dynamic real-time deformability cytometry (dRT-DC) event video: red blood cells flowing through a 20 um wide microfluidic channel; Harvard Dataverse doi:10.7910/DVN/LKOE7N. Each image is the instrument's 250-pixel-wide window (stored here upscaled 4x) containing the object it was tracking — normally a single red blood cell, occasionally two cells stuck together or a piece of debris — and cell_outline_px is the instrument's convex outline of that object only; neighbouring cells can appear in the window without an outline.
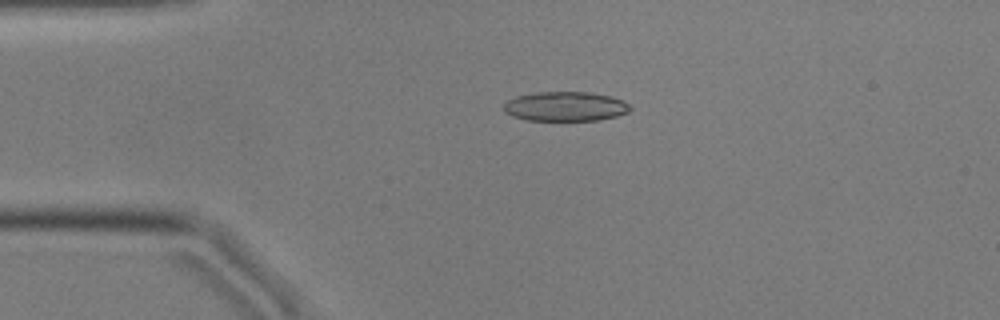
{"species": "common noctule bat (a hibernating species)", "species_latin": "Nyctalus noctula", "temperature_condition": "cold", "stored_images_in_passage": 48, "camera_frame_rate_fps": 3000, "um_per_image_px": 0.085, "animal": {"sex": "male", "body_mass_g": 17.9, "forearm_length_mm": 54.2}, "frame": {"image": 1, "passage_image": 12, "time_ms": 3.667, "image_size_px": [1000, 320], "cell_outline_px": [[632, 108], [628, 112], [616, 116], [596, 120], [528, 120], [512, 116], [504, 112], [504, 104], [508, 100], [516, 96], [536, 92], [588, 92], [612, 96], [624, 100], [632, 104]], "centroid_in_image_um": [48.09, 9.04], "position_along_channel_um": 36.9, "area_um2": 21.85}}
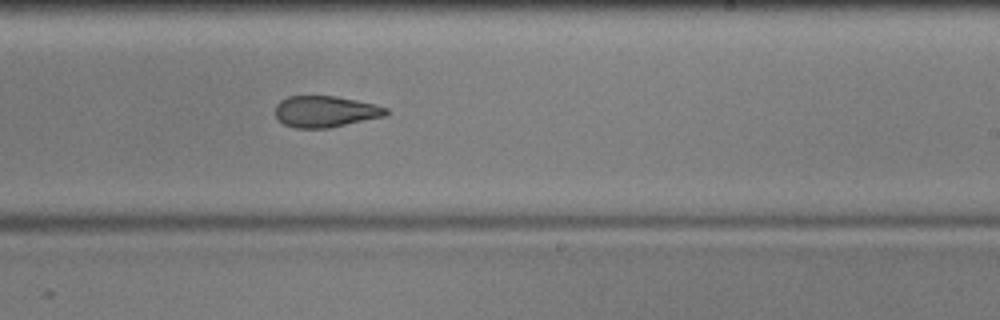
{"frame": {"image": 2, "passage_image": 33, "time_ms": 10.667, "image_size_px": [1000, 320], "cell_outline_px": [[388, 112], [384, 116], [328, 128], [296, 128], [284, 124], [276, 116], [276, 104], [280, 100], [288, 96], [336, 96], [376, 104], [388, 108]], "centroid_in_image_um": [27.65, 9.47], "position_along_channel_um": 261.3, "area_um2": 20.11}}
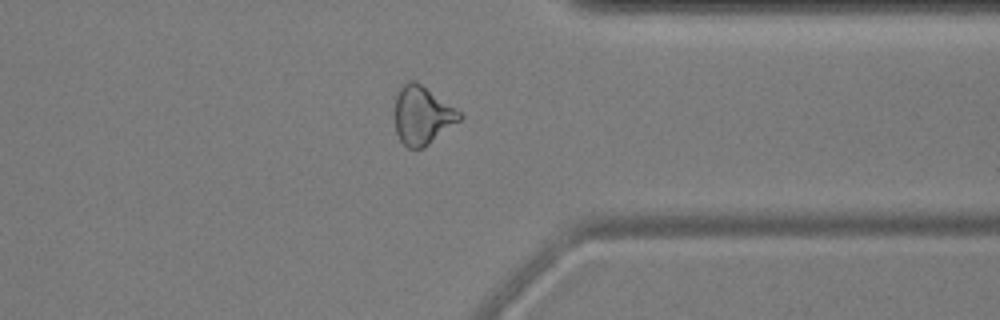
{"frame": {"image": 3, "passage_image": 43, "time_ms": 14.0, "image_size_px": [1000, 320], "cell_outline_px": [[464, 116], [460, 120], [424, 148], [408, 148], [400, 140], [396, 132], [392, 116], [396, 92], [400, 84], [408, 80], [416, 80], [456, 108]], "centroid_in_image_um": [35.83, 9.77], "position_along_channel_um": 375.6, "area_um2": 22.66}, "authors_computed_cell_mechanics": {"area_um2": 21.8773, "velocity_mm_per_s": 3.5946, "shape_relaxation_time_tau1_ms": null, "shape_relaxation_time_tau2_ms": 3.6377, "deformation_change_tau1": null, "deformation_change_tau2": 0.1205}}